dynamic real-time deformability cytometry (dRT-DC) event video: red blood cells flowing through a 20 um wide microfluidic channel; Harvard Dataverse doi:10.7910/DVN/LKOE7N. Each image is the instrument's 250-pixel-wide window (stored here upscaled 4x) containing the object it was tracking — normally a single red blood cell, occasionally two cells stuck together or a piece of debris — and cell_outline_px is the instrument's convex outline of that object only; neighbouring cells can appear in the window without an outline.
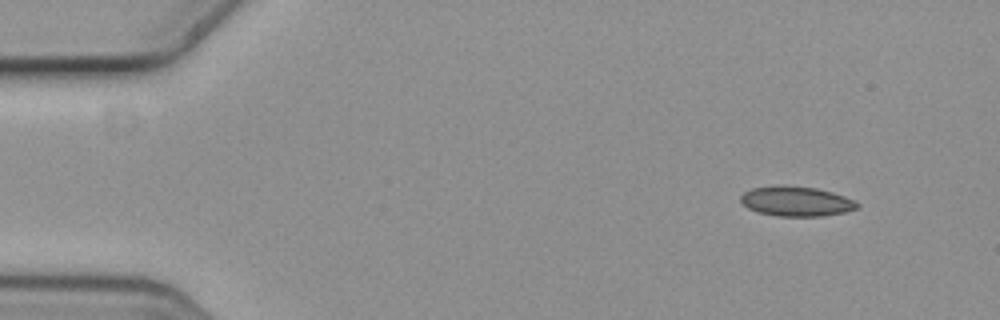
{"species": "common noctule bat (a hibernating species)", "species_latin": "Nyctalus noctula", "temperature_condition": "cold", "stored_images_in_passage": 2, "camera_frame_rate_fps": 3000, "um_per_image_px": 0.085, "animal": {"sex": "female", "body_mass_g": 19.3, "forearm_length_mm": 54.1}, "frame": {"image": 1, "passage_image": 2, "time_ms": 0.333, "image_size_px": [1000, 320], "cell_outline_px": [[860, 204], [856, 208], [844, 212], [820, 216], [776, 216], [756, 212], [748, 208], [740, 200], [740, 196], [744, 192], [752, 188], [816, 188], [832, 192], [856, 200]], "centroid_in_image_um": [67.71, 17.16], "position_along_channel_um": 17.3, "area_um2": 19.48}}